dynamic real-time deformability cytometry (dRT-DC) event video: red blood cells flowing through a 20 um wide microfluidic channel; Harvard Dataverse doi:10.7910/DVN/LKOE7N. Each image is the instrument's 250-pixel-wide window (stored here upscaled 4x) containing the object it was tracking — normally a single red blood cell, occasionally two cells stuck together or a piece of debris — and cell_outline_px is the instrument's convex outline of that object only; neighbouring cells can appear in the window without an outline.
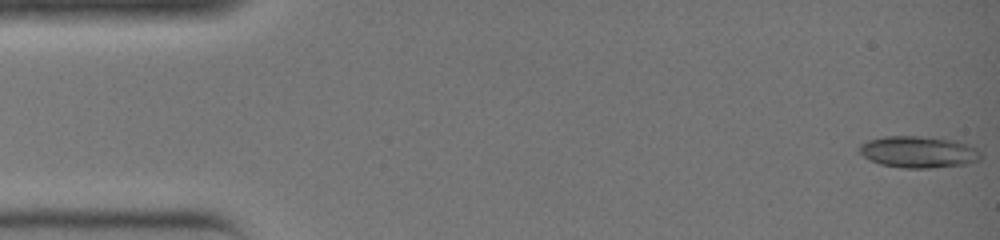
{"species": "common noctule bat (a hibernating species)", "species_latin": "Nyctalus noctula", "temperature_condition": "warm", "stored_images_in_passage": 36, "camera_frame_rate_fps": 3000, "um_per_image_px": 0.085, "animal": {"sex": "female", "body_mass_g": 19.0, "forearm_length_mm": 51.5}, "frame": {"image": 1, "passage_image": 1, "time_ms": 0.0, "image_size_px": [1000, 240], "cell_outline_px": [[980, 160], [964, 164], [928, 168], [900, 168], [880, 164], [864, 156], [860, 152], [860, 144], [868, 140], [884, 136], [924, 136], [956, 140], [968, 144], [976, 148], [980, 152]], "centroid_in_image_um": [78.08, 12.91], "position_along_channel_um": 6.9, "area_um2": 22.37}}
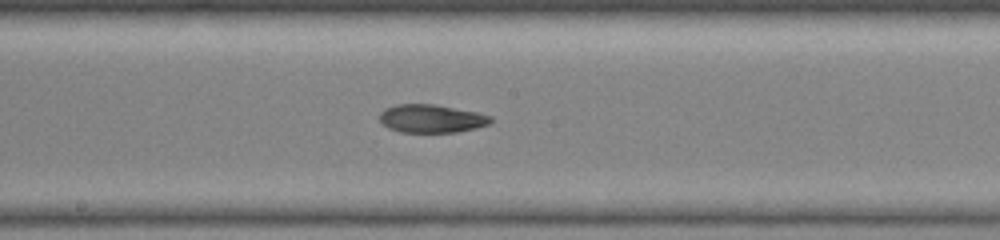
{"frame": {"image": 2, "passage_image": 20, "time_ms": 6.333, "image_size_px": [1000, 240], "cell_outline_px": [[492, 120], [488, 124], [476, 128], [456, 132], [400, 132], [388, 128], [380, 120], [380, 112], [384, 108], [396, 104], [436, 104], [476, 112], [492, 116]], "centroid_in_image_um": [36.66, 10.07], "position_along_channel_um": 211.5, "area_um2": 18.26}}
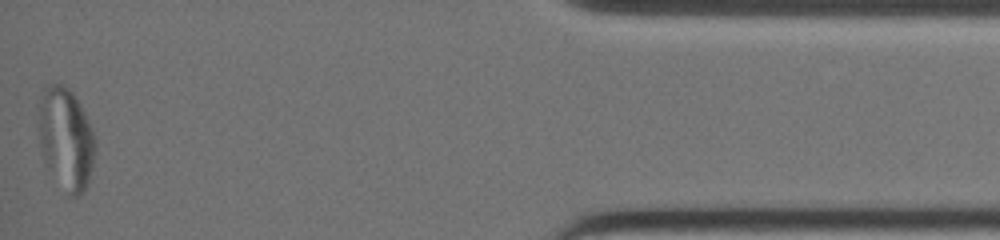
{"frame": {"image": 3, "passage_image": 36, "time_ms": 11.667, "image_size_px": [1000, 240], "cell_outline_px": [[96, 152], [88, 184], [84, 192], [80, 196], [68, 196], [48, 168], [44, 160], [40, 144], [36, 124], [36, 104], [44, 84], [64, 84], [72, 92], [80, 104], [96, 136]], "centroid_in_image_um": [5.57, 11.74], "position_along_channel_um": 429.6, "area_um2": 34.85}}